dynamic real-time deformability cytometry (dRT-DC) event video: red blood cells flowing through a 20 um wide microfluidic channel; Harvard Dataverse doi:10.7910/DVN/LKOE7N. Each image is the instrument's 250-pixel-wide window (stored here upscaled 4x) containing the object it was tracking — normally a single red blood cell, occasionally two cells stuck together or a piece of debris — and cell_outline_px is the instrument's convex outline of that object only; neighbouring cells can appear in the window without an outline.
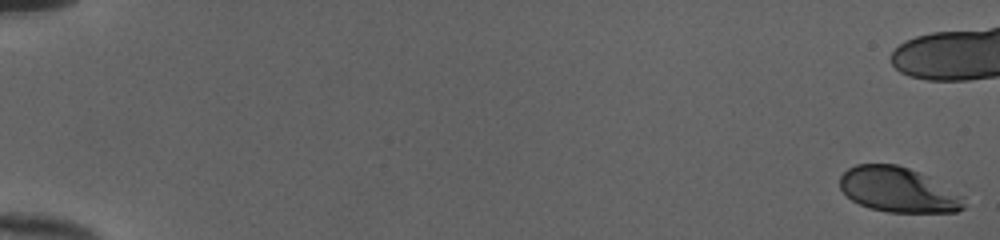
{"species": "human", "species_latin": "Homo sapiens", "temperature_condition": "cold", "stored_images_in_passage": 44, "camera_frame_rate_fps": 3000, "um_per_image_px": 0.085, "donor": {"sex": "female"}, "frame": {"image": 1, "passage_image": 1, "time_ms": 0.0, "image_size_px": [1000, 240], "cell_outline_px": [[964, 208], [956, 212], [888, 212], [868, 208], [852, 200], [840, 188], [840, 176], [848, 168], [856, 164], [896, 164], [920, 172], [928, 176], [964, 196]], "centroid_in_image_um": [76.34, 16.13], "position_along_channel_um": 8.7, "area_um2": 32.54}}
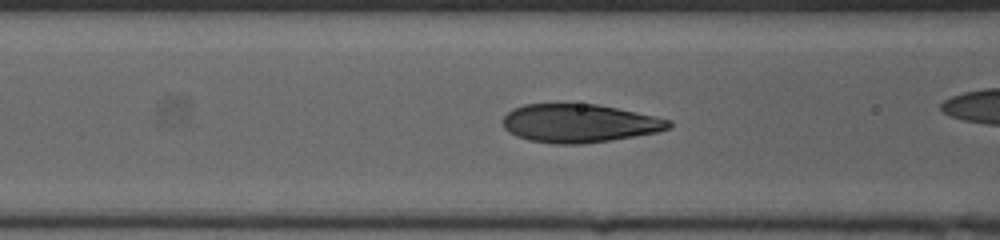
{"frame": {"image": 2, "passage_image": 24, "time_ms": 7.667, "image_size_px": [1000, 240], "cell_outline_px": [[672, 124], [668, 128], [656, 132], [584, 144], [552, 144], [528, 140], [516, 136], [508, 132], [504, 128], [504, 116], [512, 108], [524, 104], [596, 104], [636, 112], [672, 120]], "centroid_in_image_um": [49.19, 10.48], "position_along_channel_um": 117.4, "area_um2": 36.93}}
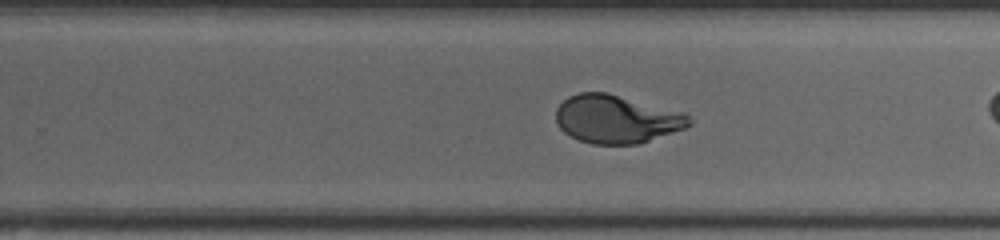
{"frame": {"image": 3, "passage_image": 36, "time_ms": 11.667, "image_size_px": [1000, 240], "cell_outline_px": [[692, 124], [684, 128], [640, 144], [592, 144], [568, 136], [556, 124], [556, 108], [568, 96], [580, 92], [604, 92], [684, 112], [692, 120]], "centroid_in_image_um": [52.38, 10.13], "position_along_channel_um": 277.4, "area_um2": 37.4}}